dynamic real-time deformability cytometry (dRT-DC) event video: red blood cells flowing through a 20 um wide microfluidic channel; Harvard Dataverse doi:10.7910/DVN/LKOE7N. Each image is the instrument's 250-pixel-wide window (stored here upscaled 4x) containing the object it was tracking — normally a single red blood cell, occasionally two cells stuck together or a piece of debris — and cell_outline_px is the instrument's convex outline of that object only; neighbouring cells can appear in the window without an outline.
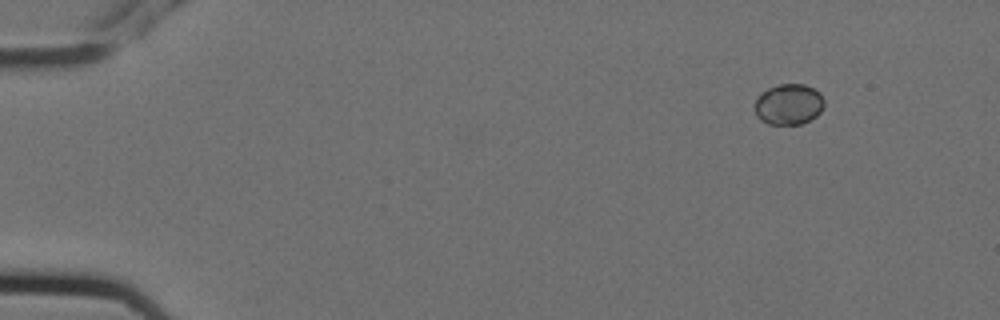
{"species": "Egyptian fruit bat (a non-hibernating species)", "species_latin": "Rousettus aegyptiacus", "temperature_condition": "cold", "stored_images_in_passage": 5, "camera_frame_rate_fps": 3000, "um_per_image_px": 0.085, "animal": {"sex": "female"}, "frame": {"image": 1, "passage_image": 1, "time_ms": 0.0, "image_size_px": [1000, 320], "cell_outline_px": [[824, 104], [820, 112], [816, 116], [800, 124], [768, 124], [760, 120], [756, 116], [756, 100], [768, 88], [780, 84], [804, 84], [820, 92], [824, 100]], "centroid_in_image_um": [67.06, 8.87], "position_along_channel_um": 17.9, "area_um2": 16.3}}
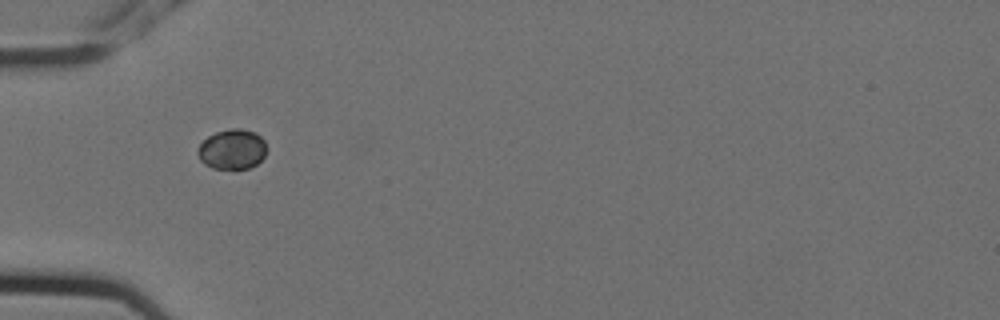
{"frame": {"image": 2, "passage_image": 4, "time_ms": 1.0, "image_size_px": [1000, 320], "cell_outline_px": [[268, 148], [264, 156], [256, 164], [248, 168], [212, 168], [204, 164], [200, 160], [196, 152], [200, 144], [208, 136], [216, 132], [228, 128], [240, 128], [256, 132], [264, 140]], "centroid_in_image_um": [19.74, 12.67], "position_along_channel_um": 65.3, "area_um2": 16.18}}
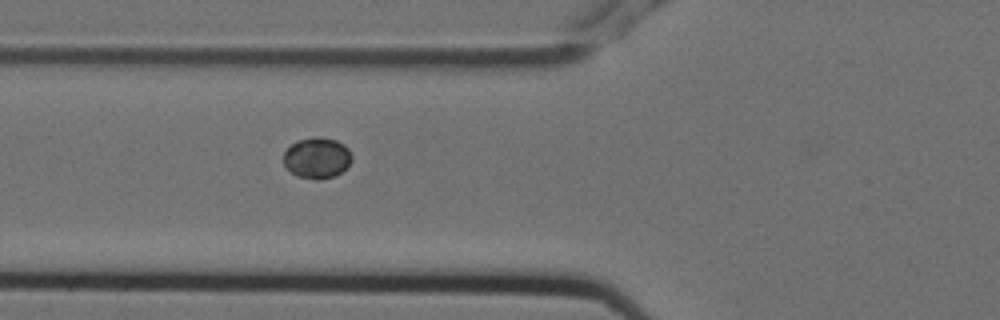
{"frame": {"image": 3, "passage_image": 5, "time_ms": 1.333, "image_size_px": [1000, 320], "cell_outline_px": [[352, 160], [336, 176], [320, 180], [316, 180], [296, 176], [284, 164], [284, 152], [296, 140], [312, 136], [320, 136], [336, 140], [344, 144], [348, 148], [352, 156]], "centroid_in_image_um": [26.95, 13.41], "position_along_channel_um": 98.9, "area_um2": 16.42}}